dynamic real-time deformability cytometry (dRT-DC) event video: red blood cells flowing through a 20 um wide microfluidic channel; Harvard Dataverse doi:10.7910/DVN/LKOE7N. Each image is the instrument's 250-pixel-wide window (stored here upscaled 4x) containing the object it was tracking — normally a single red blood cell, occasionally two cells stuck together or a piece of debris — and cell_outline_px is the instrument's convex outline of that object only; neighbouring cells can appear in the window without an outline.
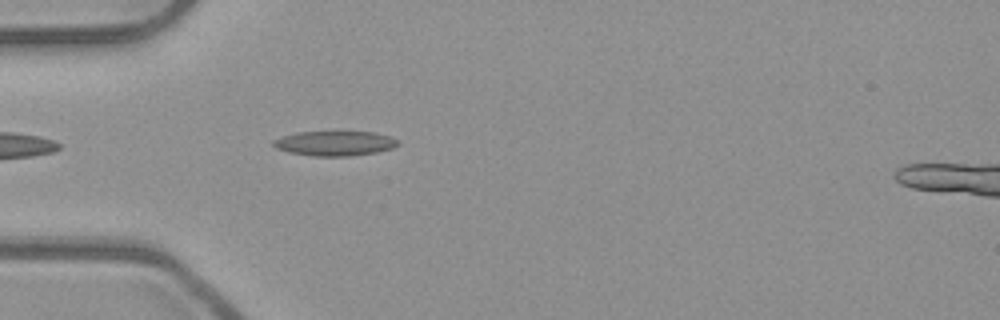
{"species": "common noctule bat (a hibernating species)", "species_latin": "Nyctalus noctula", "temperature_condition": "room temperature", "stored_images_in_passage": 6, "camera_frame_rate_fps": 3000, "um_per_image_px": 0.085, "animal": {"sex": "male", "body_mass_g": 23.1, "forearm_length_mm": 52.7}, "frame": {"image": 1, "passage_image": 3, "time_ms": 0.667, "image_size_px": [1000, 320], "cell_outline_px": [[400, 144], [392, 148], [376, 152], [348, 156], [316, 156], [292, 152], [276, 148], [272, 144], [272, 140], [296, 132], [376, 132], [388, 136], [396, 140]], "centroid_in_image_um": [28.46, 12.18], "position_along_channel_um": 56.5, "area_um2": 17.69}}